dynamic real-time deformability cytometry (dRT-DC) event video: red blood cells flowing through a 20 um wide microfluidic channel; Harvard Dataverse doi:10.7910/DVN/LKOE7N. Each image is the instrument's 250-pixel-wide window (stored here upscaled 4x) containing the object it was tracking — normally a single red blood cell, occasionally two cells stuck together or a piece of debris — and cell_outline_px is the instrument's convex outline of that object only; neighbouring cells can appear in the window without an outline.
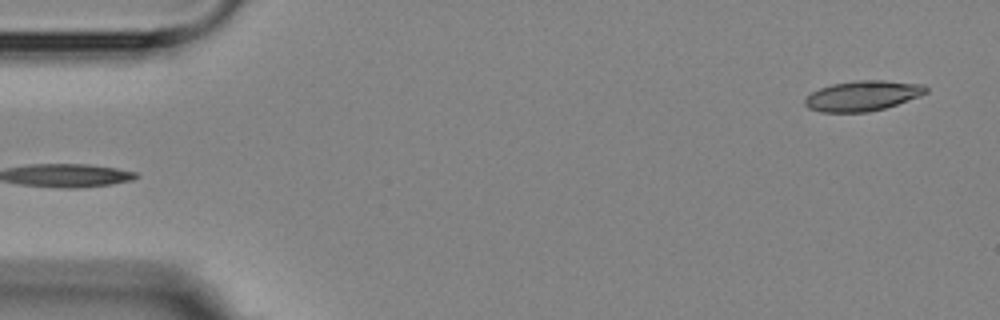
{"species": "Egyptian fruit bat (a non-hibernating species)", "species_latin": "Rousettus aegyptiacus", "temperature_condition": "room temperature", "stored_images_in_passage": 2, "segment_of_instrument_passage": [2, 2], "camera_frame_rate_fps": 3000, "um_per_image_px": 0.085, "animal": {"sex": "female"}, "frame": {"image": 1, "passage_image": 2, "time_ms": 1.333, "image_size_px": [1000, 320], "cell_outline_px": [[928, 92], [920, 96], [884, 108], [868, 112], [820, 112], [808, 108], [804, 104], [804, 100], [812, 92], [820, 88], [832, 84], [856, 80], [884, 80], [924, 84], [928, 88]], "centroid_in_image_um": [73.33, 8.13], "position_along_channel_um": 11.7, "area_um2": 21.33}}